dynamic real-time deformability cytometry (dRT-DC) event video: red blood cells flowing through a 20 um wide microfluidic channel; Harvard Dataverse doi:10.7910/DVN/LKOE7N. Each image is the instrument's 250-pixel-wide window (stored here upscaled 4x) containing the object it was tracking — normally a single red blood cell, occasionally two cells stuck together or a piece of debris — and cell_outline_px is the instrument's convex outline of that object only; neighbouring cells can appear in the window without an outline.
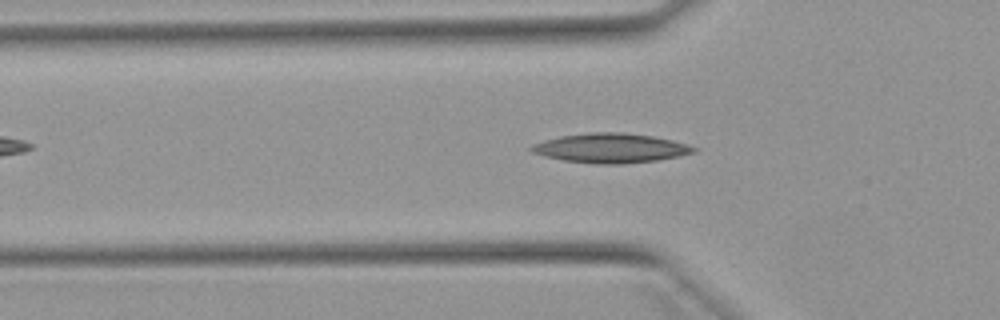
{"species": "Egyptian fruit bat (a non-hibernating species)", "species_latin": "Rousettus aegyptiacus", "temperature_condition": "warm", "stored_images_in_passage": 51, "camera_frame_rate_fps": 3000, "um_per_image_px": 0.085, "animal": {"sex": "female"}, "frame": {"image": 1, "passage_image": 15, "time_ms": 4.667, "image_size_px": [1000, 320], "cell_outline_px": [[696, 152], [680, 156], [656, 160], [624, 164], [596, 164], [564, 160], [544, 156], [532, 152], [528, 148], [532, 144], [544, 140], [560, 136], [588, 132], [620, 132], [652, 136], [672, 140], [688, 144], [696, 148]], "centroid_in_image_um": [51.89, 12.59], "position_along_channel_um": 73.9, "area_um2": 27.92}}
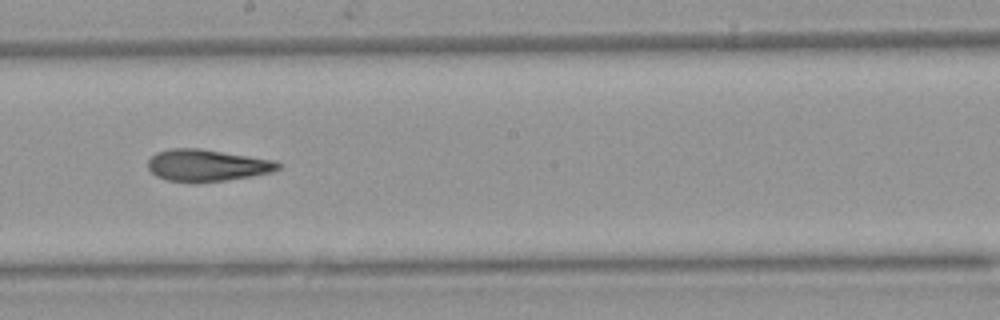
{"frame": {"image": 2, "passage_image": 27, "time_ms": 8.667, "image_size_px": [1000, 320], "cell_outline_px": [[280, 168], [272, 172], [252, 176], [196, 184], [192, 184], [168, 180], [156, 176], [148, 168], [148, 160], [156, 152], [172, 148], [200, 148], [276, 160], [280, 164]], "centroid_in_image_um": [17.59, 14.06], "position_along_channel_um": 230.6, "area_um2": 24.51}}
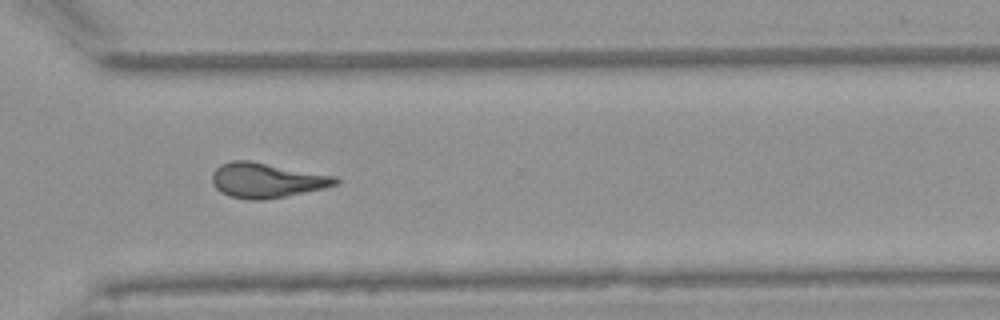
{"frame": {"image": 3, "passage_image": 36, "time_ms": 11.667, "image_size_px": [1000, 320], "cell_outline_px": [[340, 180], [336, 184], [324, 188], [264, 200], [252, 200], [228, 196], [220, 192], [212, 184], [212, 172], [220, 164], [232, 160], [248, 160], [336, 176]], "centroid_in_image_um": [22.62, 15.32], "position_along_channel_um": 348.0, "area_um2": 25.03}}